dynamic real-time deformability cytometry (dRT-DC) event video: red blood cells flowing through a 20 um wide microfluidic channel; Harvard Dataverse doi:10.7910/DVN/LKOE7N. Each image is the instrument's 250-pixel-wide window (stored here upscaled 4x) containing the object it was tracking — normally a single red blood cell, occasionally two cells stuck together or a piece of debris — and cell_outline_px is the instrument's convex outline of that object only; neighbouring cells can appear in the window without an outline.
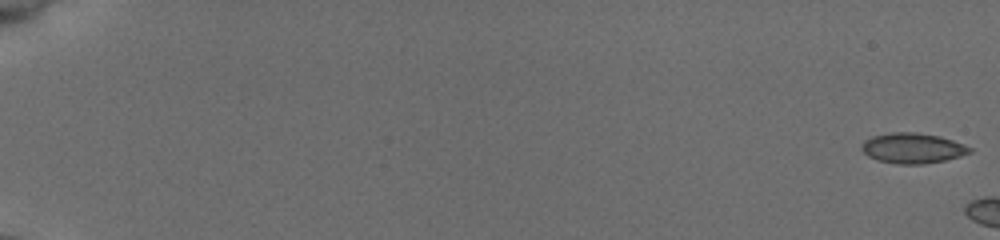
{"species": "common noctule bat (a hibernating species)", "species_latin": "Nyctalus noctula", "temperature_condition": "cold", "stored_images_in_passage": 6, "camera_frame_rate_fps": 3000, "um_per_image_px": 0.085, "animal": {"sex": "female", "body_mass_g": 19.5, "forearm_length_mm": 54.1}, "frame": {"image": 1, "passage_image": 1, "time_ms": 0.0, "image_size_px": [1000, 240], "cell_outline_px": [[972, 152], [960, 156], [944, 160], [924, 164], [896, 164], [876, 160], [868, 156], [860, 148], [860, 144], [864, 140], [872, 136], [888, 132], [916, 132], [940, 136], [964, 144], [972, 148]], "centroid_in_image_um": [77.54, 12.59], "position_along_channel_um": 7.5, "area_um2": 19.31}}